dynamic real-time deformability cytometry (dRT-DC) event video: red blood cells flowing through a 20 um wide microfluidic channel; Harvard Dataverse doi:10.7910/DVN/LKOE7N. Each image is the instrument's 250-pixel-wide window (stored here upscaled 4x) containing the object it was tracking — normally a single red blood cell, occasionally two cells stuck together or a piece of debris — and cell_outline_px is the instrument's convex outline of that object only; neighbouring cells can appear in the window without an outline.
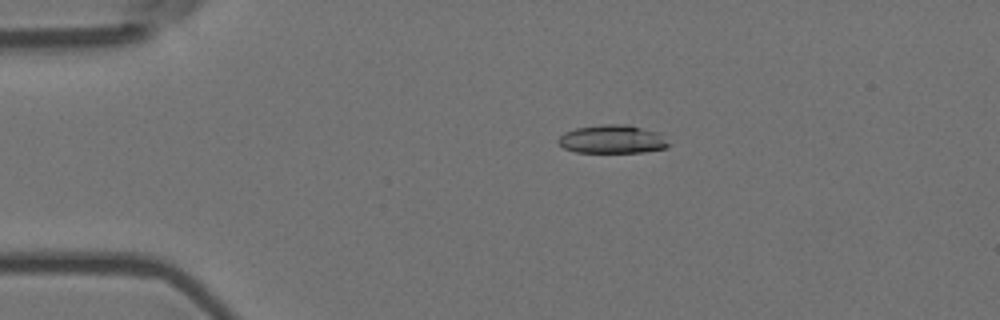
{"species": "Egyptian fruit bat (a non-hibernating species)", "species_latin": "Rousettus aegyptiacus", "temperature_condition": "room temperature", "stored_images_in_passage": 6, "camera_frame_rate_fps": 3000, "um_per_image_px": 0.085, "animal": {"sex": "female"}, "frame": {"image": 1, "passage_image": 4, "time_ms": 1.0, "image_size_px": [1000, 320], "cell_outline_px": [[672, 144], [668, 148], [644, 152], [576, 152], [564, 148], [556, 140], [564, 132], [576, 128], [600, 124], [628, 124], [656, 132]], "centroid_in_image_um": [52.05, 11.83], "position_along_channel_um": 33.0, "area_um2": 18.32}}
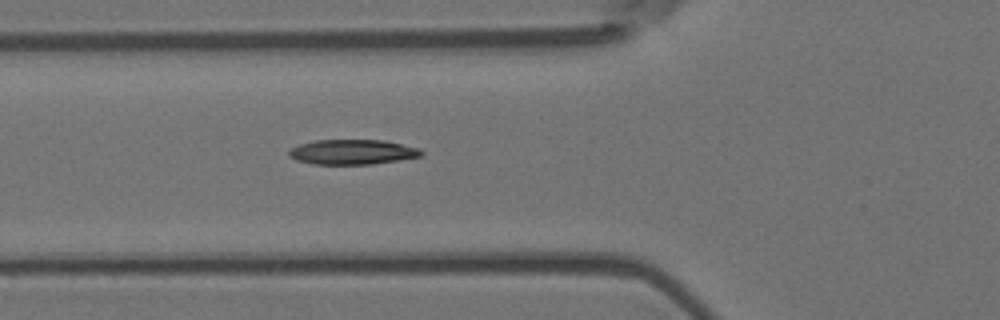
{"frame": {"image": 2, "passage_image": 6, "time_ms": 1.667, "image_size_px": [1000, 320], "cell_outline_px": [[424, 152], [420, 156], [372, 164], [312, 164], [296, 160], [288, 156], [288, 152], [292, 148], [300, 144], [316, 140], [384, 140], [420, 148]], "centroid_in_image_um": [29.94, 12.91], "position_along_channel_um": 95.9, "area_um2": 19.13}}